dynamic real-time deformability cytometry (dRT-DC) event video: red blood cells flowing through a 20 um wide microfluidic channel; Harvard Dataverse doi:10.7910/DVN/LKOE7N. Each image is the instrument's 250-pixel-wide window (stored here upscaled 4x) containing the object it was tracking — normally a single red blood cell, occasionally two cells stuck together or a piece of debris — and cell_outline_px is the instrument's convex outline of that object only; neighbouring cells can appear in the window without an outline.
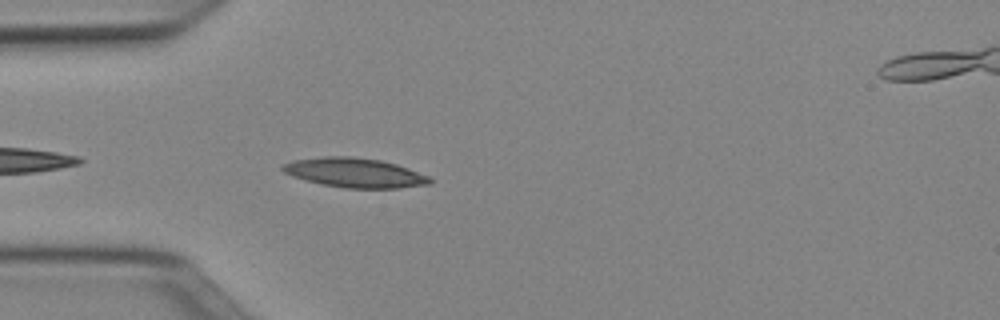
{"species": "Egyptian fruit bat (a non-hibernating species)", "species_latin": "Rousettus aegyptiacus", "temperature_condition": "cold", "stored_images_in_passage": 16, "camera_frame_rate_fps": 3000, "um_per_image_px": 0.085, "animal": {"sex": "female"}, "frame": {"image": 1, "passage_image": 3, "time_ms": 0.667, "image_size_px": [1000, 320], "cell_outline_px": [[432, 184], [400, 188], [344, 188], [320, 184], [304, 180], [292, 176], [284, 172], [280, 168], [284, 164], [292, 160], [324, 156], [352, 156], [380, 160], [396, 164], [408, 168], [428, 176], [432, 180]], "centroid_in_image_um": [30.14, 14.68], "position_along_channel_um": 54.9, "area_um2": 25.43}}
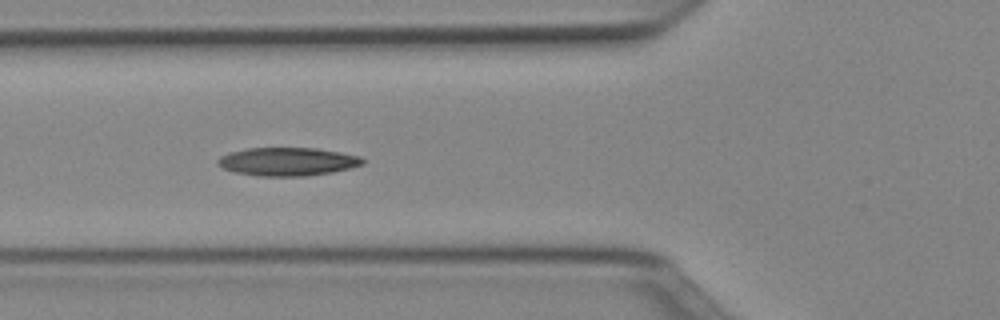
{"frame": {"image": 2, "passage_image": 7, "time_ms": 2.0, "image_size_px": [1000, 320], "cell_outline_px": [[364, 164], [332, 172], [308, 176], [260, 176], [232, 172], [216, 164], [216, 160], [220, 156], [228, 152], [248, 148], [316, 148], [340, 152], [360, 156], [364, 160]], "centroid_in_image_um": [24.4, 13.73], "position_along_channel_um": 101.4, "area_um2": 23.99}}
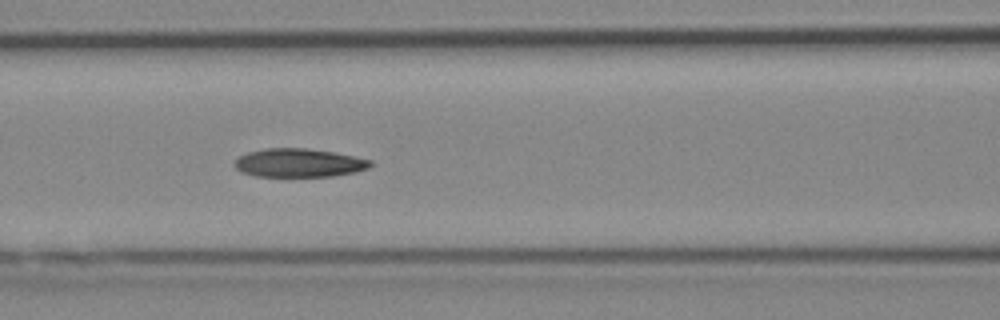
{"frame": {"image": 3, "passage_image": 10, "time_ms": 3.0, "image_size_px": [1000, 320], "cell_outline_px": [[372, 164], [368, 168], [356, 172], [332, 176], [256, 176], [244, 172], [236, 168], [236, 160], [240, 156], [248, 152], [264, 148], [304, 148], [332, 152], [372, 160]], "centroid_in_image_um": [25.43, 13.84], "position_along_channel_um": 141.2, "area_um2": 22.25}}